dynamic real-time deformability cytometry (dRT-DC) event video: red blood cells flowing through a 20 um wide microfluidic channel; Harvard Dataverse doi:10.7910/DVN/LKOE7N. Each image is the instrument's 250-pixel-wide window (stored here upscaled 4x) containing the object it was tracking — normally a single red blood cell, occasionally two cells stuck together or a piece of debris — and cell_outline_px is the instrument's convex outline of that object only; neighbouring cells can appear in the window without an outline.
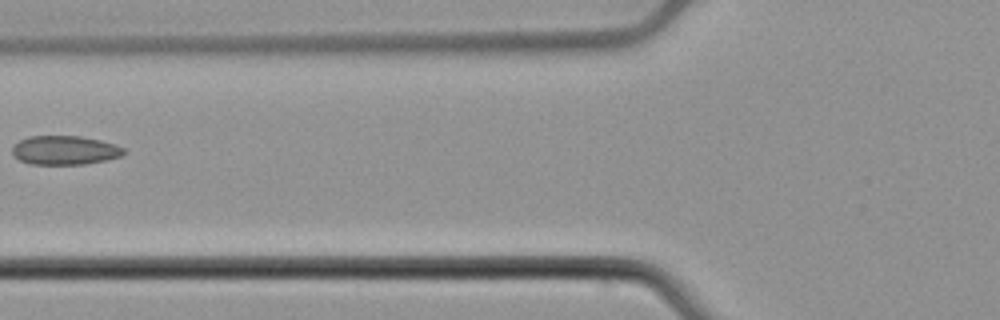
{"species": "common noctule bat (a hibernating species)", "species_latin": "Nyctalus noctula", "temperature_condition": "cold", "stored_images_in_passage": 6, "camera_frame_rate_fps": 3000, "um_per_image_px": 0.085, "animal": {"sex": "male", "body_mass_g": 21.5, "forearm_length_mm": 52.0}, "frame": {"image": 1, "passage_image": 6, "time_ms": 1.667, "image_size_px": [1000, 320], "cell_outline_px": [[124, 152], [120, 156], [108, 160], [84, 164], [28, 164], [20, 160], [12, 152], [12, 144], [28, 136], [80, 136], [100, 140], [116, 144], [124, 148]], "centroid_in_image_um": [5.49, 12.76], "position_along_channel_um": 120.3, "area_um2": 18.9}}